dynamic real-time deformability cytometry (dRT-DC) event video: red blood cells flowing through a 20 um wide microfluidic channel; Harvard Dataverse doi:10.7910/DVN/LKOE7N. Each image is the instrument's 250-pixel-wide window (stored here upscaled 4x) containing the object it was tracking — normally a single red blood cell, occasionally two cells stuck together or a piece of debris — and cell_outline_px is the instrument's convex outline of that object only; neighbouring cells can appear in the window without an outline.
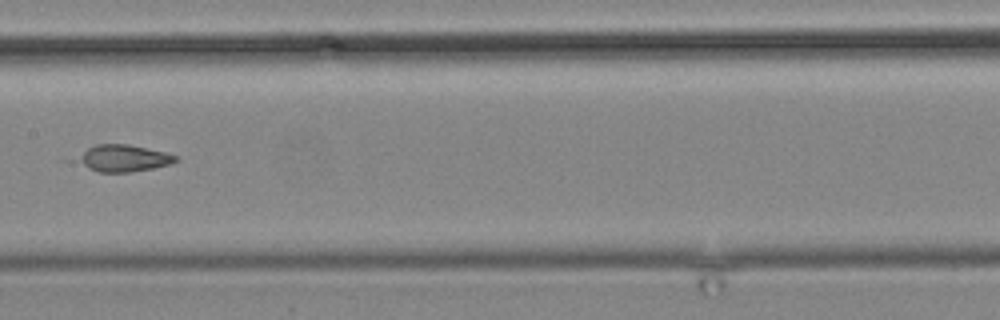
{"species": "common noctule bat (a hibernating species)", "species_latin": "Nyctalus noctula", "temperature_condition": "cold", "stored_images_in_passage": 14, "camera_frame_rate_fps": 3000, "um_per_image_px": 0.085, "animal": {"sex": "male", "body_mass_g": 19.2, "forearm_length_mm": 51.8}, "frame": {"image": 1, "passage_image": 7, "time_ms": 8.0, "image_size_px": [1000, 320], "cell_outline_px": [[180, 160], [168, 164], [152, 168], [128, 172], [100, 172], [88, 168], [76, 160], [88, 148], [96, 144], [128, 144], [164, 152], [176, 156]], "centroid_in_image_um": [10.5, 13.44], "position_along_channel_um": 196.9, "area_um2": 14.97}}
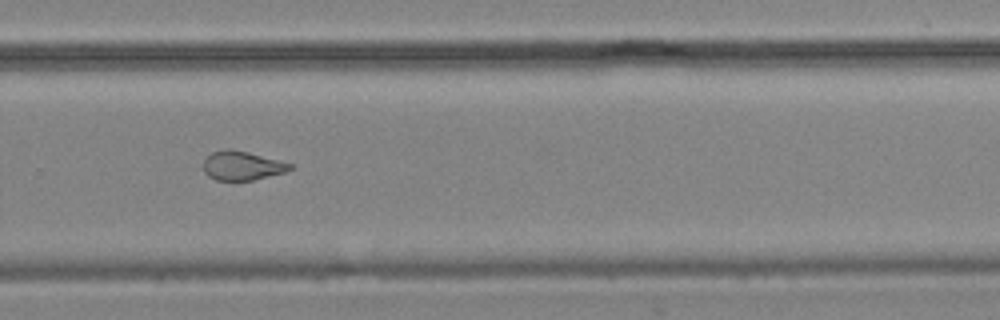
{"frame": {"image": 2, "passage_image": 10, "time_ms": 11.333, "image_size_px": [1000, 320], "cell_outline_px": [[292, 168], [284, 172], [252, 180], [216, 180], [208, 176], [204, 172], [204, 160], [212, 152], [228, 148], [248, 152], [292, 164]], "centroid_in_image_um": [20.54, 14.08], "position_along_channel_um": 309.3, "area_um2": 14.39}}
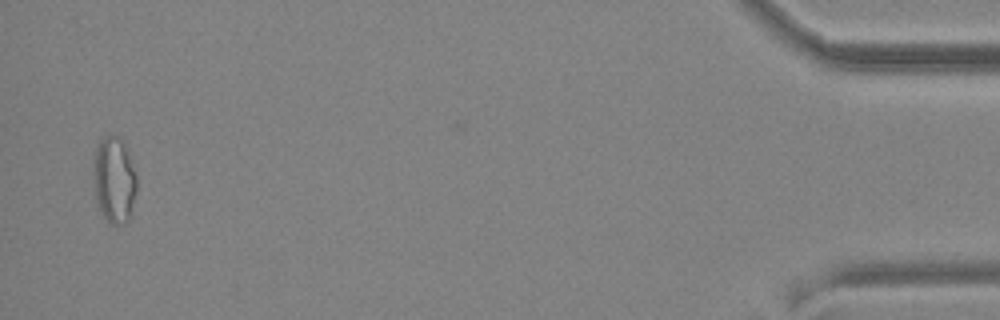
{"frame": {"image": 3, "passage_image": 14, "time_ms": 17.333, "image_size_px": [1000, 320], "cell_outline_px": [[136, 192], [128, 220], [124, 224], [112, 224], [104, 216], [96, 200], [92, 172], [92, 160], [96, 148], [100, 140], [108, 132], [120, 136], [124, 140], [136, 176]], "centroid_in_image_um": [9.68, 15.2], "position_along_channel_um": 425.5, "area_um2": 22.08}}